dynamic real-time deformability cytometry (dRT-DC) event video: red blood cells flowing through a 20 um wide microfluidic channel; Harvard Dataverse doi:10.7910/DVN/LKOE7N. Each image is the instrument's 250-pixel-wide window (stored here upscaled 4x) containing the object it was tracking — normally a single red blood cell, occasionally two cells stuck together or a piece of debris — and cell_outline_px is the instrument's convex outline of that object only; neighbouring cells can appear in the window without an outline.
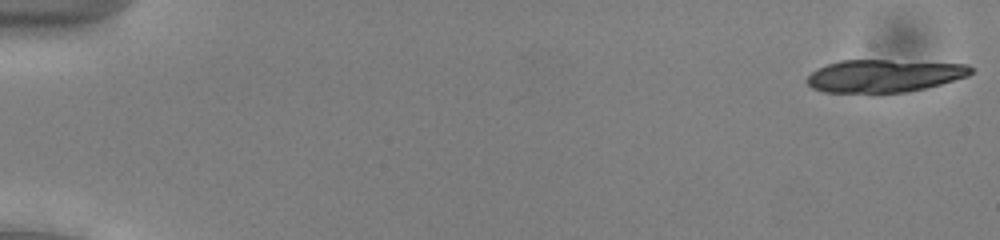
{"species": "common noctule bat (a hibernating species)", "species_latin": "Nyctalus noctula", "temperature_condition": "cold", "stored_images_in_passage": 16, "camera_frame_rate_fps": 3000, "um_per_image_px": 0.085, "animal": {"sex": "male", "body_mass_g": 13.0, "forearm_length_mm": 53.1}, "frame": {"image": 1, "passage_image": 1, "time_ms": 0.0, "image_size_px": [1000, 240], "cell_outline_px": [[976, 68], [968, 76], [940, 84], [908, 92], [824, 92], [812, 88], [804, 80], [812, 72], [828, 64], [840, 60], [888, 60], [968, 64]], "centroid_in_image_um": [75.17, 6.44], "position_along_channel_um": 9.8, "area_um2": 31.1}}